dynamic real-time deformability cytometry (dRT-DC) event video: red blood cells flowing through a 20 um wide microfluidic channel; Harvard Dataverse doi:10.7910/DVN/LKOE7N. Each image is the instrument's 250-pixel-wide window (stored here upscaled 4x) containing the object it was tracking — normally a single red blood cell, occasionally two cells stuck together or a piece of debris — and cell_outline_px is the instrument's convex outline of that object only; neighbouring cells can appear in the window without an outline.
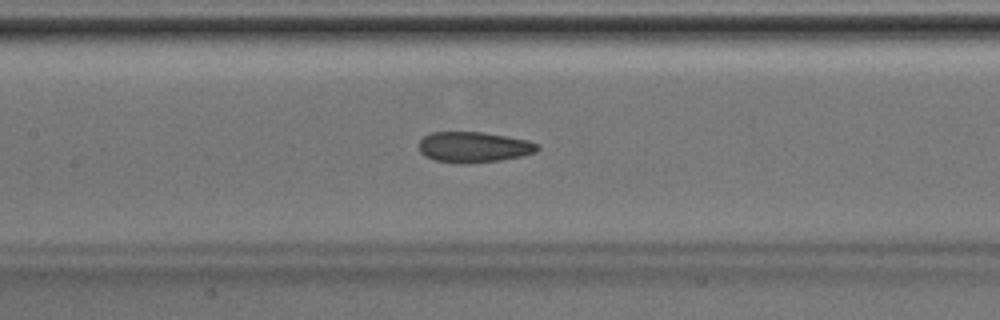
{"species": "Egyptian fruit bat (a non-hibernating species)", "species_latin": "Rousettus aegyptiacus", "temperature_condition": "room temperature", "stored_images_in_passage": 45, "camera_frame_rate_fps": 3000, "um_per_image_px": 0.085, "animal": {"sex": "male"}, "frame": {"image": 1, "passage_image": 20, "time_ms": 6.333, "image_size_px": [1000, 320], "cell_outline_px": [[540, 148], [536, 152], [520, 156], [500, 160], [460, 164], [436, 160], [424, 156], [420, 152], [420, 140], [424, 136], [432, 132], [484, 132], [528, 140], [540, 144]], "centroid_in_image_um": [40.29, 12.5], "position_along_channel_um": 167.1, "area_um2": 21.15}}